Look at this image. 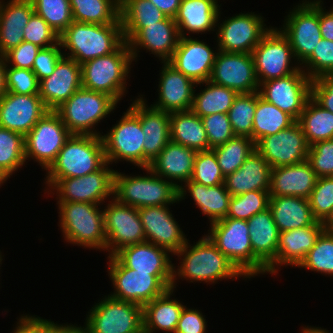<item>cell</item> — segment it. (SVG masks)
I'll return each instance as SVG.
<instances>
[{"label": "cell", "mask_w": 333, "mask_h": 333, "mask_svg": "<svg viewBox=\"0 0 333 333\" xmlns=\"http://www.w3.org/2000/svg\"><path fill=\"white\" fill-rule=\"evenodd\" d=\"M176 253L179 264H173V278L171 289L177 290V282L188 281L192 283L216 284L219 281L243 280L246 277L235 267V265L217 249V246L206 235L192 245L189 242ZM177 267V268H176Z\"/></svg>", "instance_id": "cell-1"}, {"label": "cell", "mask_w": 333, "mask_h": 333, "mask_svg": "<svg viewBox=\"0 0 333 333\" xmlns=\"http://www.w3.org/2000/svg\"><path fill=\"white\" fill-rule=\"evenodd\" d=\"M59 42L64 56L82 64L115 52L125 40L121 22L93 24L73 21L59 36Z\"/></svg>", "instance_id": "cell-2"}, {"label": "cell", "mask_w": 333, "mask_h": 333, "mask_svg": "<svg viewBox=\"0 0 333 333\" xmlns=\"http://www.w3.org/2000/svg\"><path fill=\"white\" fill-rule=\"evenodd\" d=\"M58 227L63 240L73 246L106 251L104 211L102 205L83 202H57Z\"/></svg>", "instance_id": "cell-3"}, {"label": "cell", "mask_w": 333, "mask_h": 333, "mask_svg": "<svg viewBox=\"0 0 333 333\" xmlns=\"http://www.w3.org/2000/svg\"><path fill=\"white\" fill-rule=\"evenodd\" d=\"M132 62V53L125 41L115 52L82 63V88L109 94L120 104L129 89L127 79L131 77Z\"/></svg>", "instance_id": "cell-4"}, {"label": "cell", "mask_w": 333, "mask_h": 333, "mask_svg": "<svg viewBox=\"0 0 333 333\" xmlns=\"http://www.w3.org/2000/svg\"><path fill=\"white\" fill-rule=\"evenodd\" d=\"M247 220L223 218L209 224L207 236L246 277L266 274V266L253 254Z\"/></svg>", "instance_id": "cell-5"}, {"label": "cell", "mask_w": 333, "mask_h": 333, "mask_svg": "<svg viewBox=\"0 0 333 333\" xmlns=\"http://www.w3.org/2000/svg\"><path fill=\"white\" fill-rule=\"evenodd\" d=\"M145 175H126L115 170L113 198L135 208L174 205L179 202V189L170 181L154 174L148 167Z\"/></svg>", "instance_id": "cell-6"}, {"label": "cell", "mask_w": 333, "mask_h": 333, "mask_svg": "<svg viewBox=\"0 0 333 333\" xmlns=\"http://www.w3.org/2000/svg\"><path fill=\"white\" fill-rule=\"evenodd\" d=\"M117 104L109 94L80 88L55 112L71 134L101 136L96 126L114 113Z\"/></svg>", "instance_id": "cell-7"}, {"label": "cell", "mask_w": 333, "mask_h": 333, "mask_svg": "<svg viewBox=\"0 0 333 333\" xmlns=\"http://www.w3.org/2000/svg\"><path fill=\"white\" fill-rule=\"evenodd\" d=\"M107 163L101 136L71 134L44 179L82 177Z\"/></svg>", "instance_id": "cell-8"}, {"label": "cell", "mask_w": 333, "mask_h": 333, "mask_svg": "<svg viewBox=\"0 0 333 333\" xmlns=\"http://www.w3.org/2000/svg\"><path fill=\"white\" fill-rule=\"evenodd\" d=\"M108 277L114 288L109 296L144 306L171 289L173 274H149L126 268L114 255L107 257Z\"/></svg>", "instance_id": "cell-9"}, {"label": "cell", "mask_w": 333, "mask_h": 333, "mask_svg": "<svg viewBox=\"0 0 333 333\" xmlns=\"http://www.w3.org/2000/svg\"><path fill=\"white\" fill-rule=\"evenodd\" d=\"M115 170L107 162L98 171L82 177L45 179L44 194H56L57 202H83L103 205L113 198ZM53 194V195H52Z\"/></svg>", "instance_id": "cell-10"}, {"label": "cell", "mask_w": 333, "mask_h": 333, "mask_svg": "<svg viewBox=\"0 0 333 333\" xmlns=\"http://www.w3.org/2000/svg\"><path fill=\"white\" fill-rule=\"evenodd\" d=\"M87 313L86 333H144L143 307L138 304L104 295Z\"/></svg>", "instance_id": "cell-11"}, {"label": "cell", "mask_w": 333, "mask_h": 333, "mask_svg": "<svg viewBox=\"0 0 333 333\" xmlns=\"http://www.w3.org/2000/svg\"><path fill=\"white\" fill-rule=\"evenodd\" d=\"M120 118L101 135L106 161L110 165L126 161L137 168H144L145 134L140 119L129 107Z\"/></svg>", "instance_id": "cell-12"}, {"label": "cell", "mask_w": 333, "mask_h": 333, "mask_svg": "<svg viewBox=\"0 0 333 333\" xmlns=\"http://www.w3.org/2000/svg\"><path fill=\"white\" fill-rule=\"evenodd\" d=\"M221 14L219 11L215 42L218 49L223 52L252 53L273 27L264 23L266 18L261 13L244 11L225 20H221Z\"/></svg>", "instance_id": "cell-13"}, {"label": "cell", "mask_w": 333, "mask_h": 333, "mask_svg": "<svg viewBox=\"0 0 333 333\" xmlns=\"http://www.w3.org/2000/svg\"><path fill=\"white\" fill-rule=\"evenodd\" d=\"M284 17L282 27L278 28L288 39L294 57L302 64L314 51L322 39L319 25V2L301 0Z\"/></svg>", "instance_id": "cell-14"}, {"label": "cell", "mask_w": 333, "mask_h": 333, "mask_svg": "<svg viewBox=\"0 0 333 333\" xmlns=\"http://www.w3.org/2000/svg\"><path fill=\"white\" fill-rule=\"evenodd\" d=\"M251 54L259 84L293 74L301 68L288 39L276 26L269 30Z\"/></svg>", "instance_id": "cell-15"}, {"label": "cell", "mask_w": 333, "mask_h": 333, "mask_svg": "<svg viewBox=\"0 0 333 333\" xmlns=\"http://www.w3.org/2000/svg\"><path fill=\"white\" fill-rule=\"evenodd\" d=\"M70 136L60 116L47 112L24 137L26 163L33 160L46 171Z\"/></svg>", "instance_id": "cell-16"}, {"label": "cell", "mask_w": 333, "mask_h": 333, "mask_svg": "<svg viewBox=\"0 0 333 333\" xmlns=\"http://www.w3.org/2000/svg\"><path fill=\"white\" fill-rule=\"evenodd\" d=\"M124 40L128 43L133 60L138 61L140 50L149 51L161 62L168 61L179 41V32L174 18L166 17L163 21L147 27H122Z\"/></svg>", "instance_id": "cell-17"}, {"label": "cell", "mask_w": 333, "mask_h": 333, "mask_svg": "<svg viewBox=\"0 0 333 333\" xmlns=\"http://www.w3.org/2000/svg\"><path fill=\"white\" fill-rule=\"evenodd\" d=\"M104 211L107 257L121 248L146 241L138 209L118 202L107 201Z\"/></svg>", "instance_id": "cell-18"}, {"label": "cell", "mask_w": 333, "mask_h": 333, "mask_svg": "<svg viewBox=\"0 0 333 333\" xmlns=\"http://www.w3.org/2000/svg\"><path fill=\"white\" fill-rule=\"evenodd\" d=\"M311 79L300 68L293 74L259 84V95L298 121L311 98Z\"/></svg>", "instance_id": "cell-19"}, {"label": "cell", "mask_w": 333, "mask_h": 333, "mask_svg": "<svg viewBox=\"0 0 333 333\" xmlns=\"http://www.w3.org/2000/svg\"><path fill=\"white\" fill-rule=\"evenodd\" d=\"M310 145L298 121L275 135L259 139L255 149L271 168L301 163L307 160Z\"/></svg>", "instance_id": "cell-20"}, {"label": "cell", "mask_w": 333, "mask_h": 333, "mask_svg": "<svg viewBox=\"0 0 333 333\" xmlns=\"http://www.w3.org/2000/svg\"><path fill=\"white\" fill-rule=\"evenodd\" d=\"M209 81L238 94L258 92L259 82L251 53L223 52L216 55Z\"/></svg>", "instance_id": "cell-21"}, {"label": "cell", "mask_w": 333, "mask_h": 333, "mask_svg": "<svg viewBox=\"0 0 333 333\" xmlns=\"http://www.w3.org/2000/svg\"><path fill=\"white\" fill-rule=\"evenodd\" d=\"M171 205L138 208L146 242L176 254L187 242V236L176 221Z\"/></svg>", "instance_id": "cell-22"}, {"label": "cell", "mask_w": 333, "mask_h": 333, "mask_svg": "<svg viewBox=\"0 0 333 333\" xmlns=\"http://www.w3.org/2000/svg\"><path fill=\"white\" fill-rule=\"evenodd\" d=\"M193 37H180L167 62L195 83L209 81L219 49L216 45L211 48L204 40Z\"/></svg>", "instance_id": "cell-23"}, {"label": "cell", "mask_w": 333, "mask_h": 333, "mask_svg": "<svg viewBox=\"0 0 333 333\" xmlns=\"http://www.w3.org/2000/svg\"><path fill=\"white\" fill-rule=\"evenodd\" d=\"M143 95L131 99L129 108L139 117L144 141V168L165 148L170 139V113L153 108L147 104Z\"/></svg>", "instance_id": "cell-24"}, {"label": "cell", "mask_w": 333, "mask_h": 333, "mask_svg": "<svg viewBox=\"0 0 333 333\" xmlns=\"http://www.w3.org/2000/svg\"><path fill=\"white\" fill-rule=\"evenodd\" d=\"M47 112L39 94L6 92L0 99V127L25 137Z\"/></svg>", "instance_id": "cell-25"}, {"label": "cell", "mask_w": 333, "mask_h": 333, "mask_svg": "<svg viewBox=\"0 0 333 333\" xmlns=\"http://www.w3.org/2000/svg\"><path fill=\"white\" fill-rule=\"evenodd\" d=\"M325 229V224L317 221L314 225L279 232L276 258L266 267V274L277 275L282 266L298 267Z\"/></svg>", "instance_id": "cell-26"}, {"label": "cell", "mask_w": 333, "mask_h": 333, "mask_svg": "<svg viewBox=\"0 0 333 333\" xmlns=\"http://www.w3.org/2000/svg\"><path fill=\"white\" fill-rule=\"evenodd\" d=\"M160 63L158 98L151 106L168 113L190 111L196 83L167 61Z\"/></svg>", "instance_id": "cell-27"}, {"label": "cell", "mask_w": 333, "mask_h": 333, "mask_svg": "<svg viewBox=\"0 0 333 333\" xmlns=\"http://www.w3.org/2000/svg\"><path fill=\"white\" fill-rule=\"evenodd\" d=\"M82 88L81 64L63 56L54 72L39 81V96L49 111H55Z\"/></svg>", "instance_id": "cell-28"}, {"label": "cell", "mask_w": 333, "mask_h": 333, "mask_svg": "<svg viewBox=\"0 0 333 333\" xmlns=\"http://www.w3.org/2000/svg\"><path fill=\"white\" fill-rule=\"evenodd\" d=\"M196 154L197 151L170 140L148 168L179 189L192 177Z\"/></svg>", "instance_id": "cell-29"}, {"label": "cell", "mask_w": 333, "mask_h": 333, "mask_svg": "<svg viewBox=\"0 0 333 333\" xmlns=\"http://www.w3.org/2000/svg\"><path fill=\"white\" fill-rule=\"evenodd\" d=\"M114 256L126 267L149 274H173L172 254L150 242L121 248Z\"/></svg>", "instance_id": "cell-30"}, {"label": "cell", "mask_w": 333, "mask_h": 333, "mask_svg": "<svg viewBox=\"0 0 333 333\" xmlns=\"http://www.w3.org/2000/svg\"><path fill=\"white\" fill-rule=\"evenodd\" d=\"M318 176L308 160L271 168L270 196H296L308 199Z\"/></svg>", "instance_id": "cell-31"}, {"label": "cell", "mask_w": 333, "mask_h": 333, "mask_svg": "<svg viewBox=\"0 0 333 333\" xmlns=\"http://www.w3.org/2000/svg\"><path fill=\"white\" fill-rule=\"evenodd\" d=\"M218 3V0H181L178 14L174 18L179 36L190 37L208 32L213 34L222 6Z\"/></svg>", "instance_id": "cell-32"}, {"label": "cell", "mask_w": 333, "mask_h": 333, "mask_svg": "<svg viewBox=\"0 0 333 333\" xmlns=\"http://www.w3.org/2000/svg\"><path fill=\"white\" fill-rule=\"evenodd\" d=\"M178 193L179 202L191 196L195 206L208 217L209 224L226 218L228 214L232 195L224 184L205 186L189 180L179 188Z\"/></svg>", "instance_id": "cell-33"}, {"label": "cell", "mask_w": 333, "mask_h": 333, "mask_svg": "<svg viewBox=\"0 0 333 333\" xmlns=\"http://www.w3.org/2000/svg\"><path fill=\"white\" fill-rule=\"evenodd\" d=\"M0 0V55L24 41V31L34 8L31 0Z\"/></svg>", "instance_id": "cell-34"}, {"label": "cell", "mask_w": 333, "mask_h": 333, "mask_svg": "<svg viewBox=\"0 0 333 333\" xmlns=\"http://www.w3.org/2000/svg\"><path fill=\"white\" fill-rule=\"evenodd\" d=\"M271 166L255 149L241 167L225 177L224 185L232 196L254 190H270Z\"/></svg>", "instance_id": "cell-35"}, {"label": "cell", "mask_w": 333, "mask_h": 333, "mask_svg": "<svg viewBox=\"0 0 333 333\" xmlns=\"http://www.w3.org/2000/svg\"><path fill=\"white\" fill-rule=\"evenodd\" d=\"M176 290L168 289L162 296L143 306L144 333H175L184 303L177 298ZM173 296V298H172Z\"/></svg>", "instance_id": "cell-36"}, {"label": "cell", "mask_w": 333, "mask_h": 333, "mask_svg": "<svg viewBox=\"0 0 333 333\" xmlns=\"http://www.w3.org/2000/svg\"><path fill=\"white\" fill-rule=\"evenodd\" d=\"M269 209L279 232L314 225L309 201L296 196H270Z\"/></svg>", "instance_id": "cell-37"}, {"label": "cell", "mask_w": 333, "mask_h": 333, "mask_svg": "<svg viewBox=\"0 0 333 333\" xmlns=\"http://www.w3.org/2000/svg\"><path fill=\"white\" fill-rule=\"evenodd\" d=\"M247 223L253 254L267 267L276 258L279 238L270 209L255 214Z\"/></svg>", "instance_id": "cell-38"}, {"label": "cell", "mask_w": 333, "mask_h": 333, "mask_svg": "<svg viewBox=\"0 0 333 333\" xmlns=\"http://www.w3.org/2000/svg\"><path fill=\"white\" fill-rule=\"evenodd\" d=\"M170 139L197 152L211 149L201 117L191 110L170 113Z\"/></svg>", "instance_id": "cell-39"}, {"label": "cell", "mask_w": 333, "mask_h": 333, "mask_svg": "<svg viewBox=\"0 0 333 333\" xmlns=\"http://www.w3.org/2000/svg\"><path fill=\"white\" fill-rule=\"evenodd\" d=\"M205 88L196 93V87ZM202 85V86H201ZM191 111L200 117L224 113L230 110L238 93L230 88L216 85L210 81L196 83Z\"/></svg>", "instance_id": "cell-40"}, {"label": "cell", "mask_w": 333, "mask_h": 333, "mask_svg": "<svg viewBox=\"0 0 333 333\" xmlns=\"http://www.w3.org/2000/svg\"><path fill=\"white\" fill-rule=\"evenodd\" d=\"M73 21L93 24L121 22L120 0H69Z\"/></svg>", "instance_id": "cell-41"}, {"label": "cell", "mask_w": 333, "mask_h": 333, "mask_svg": "<svg viewBox=\"0 0 333 333\" xmlns=\"http://www.w3.org/2000/svg\"><path fill=\"white\" fill-rule=\"evenodd\" d=\"M295 120L275 105L266 102L257 92V105L253 119L252 140L275 135L292 125Z\"/></svg>", "instance_id": "cell-42"}, {"label": "cell", "mask_w": 333, "mask_h": 333, "mask_svg": "<svg viewBox=\"0 0 333 333\" xmlns=\"http://www.w3.org/2000/svg\"><path fill=\"white\" fill-rule=\"evenodd\" d=\"M308 144L333 139V113L310 98L298 119Z\"/></svg>", "instance_id": "cell-43"}, {"label": "cell", "mask_w": 333, "mask_h": 333, "mask_svg": "<svg viewBox=\"0 0 333 333\" xmlns=\"http://www.w3.org/2000/svg\"><path fill=\"white\" fill-rule=\"evenodd\" d=\"M25 163L24 136L0 127V172L10 179Z\"/></svg>", "instance_id": "cell-44"}, {"label": "cell", "mask_w": 333, "mask_h": 333, "mask_svg": "<svg viewBox=\"0 0 333 333\" xmlns=\"http://www.w3.org/2000/svg\"><path fill=\"white\" fill-rule=\"evenodd\" d=\"M212 150L217 157L224 177H226L241 167L255 150V143L250 137L234 136L225 144L214 147Z\"/></svg>", "instance_id": "cell-45"}, {"label": "cell", "mask_w": 333, "mask_h": 333, "mask_svg": "<svg viewBox=\"0 0 333 333\" xmlns=\"http://www.w3.org/2000/svg\"><path fill=\"white\" fill-rule=\"evenodd\" d=\"M167 16L149 0H120L122 27H147Z\"/></svg>", "instance_id": "cell-46"}, {"label": "cell", "mask_w": 333, "mask_h": 333, "mask_svg": "<svg viewBox=\"0 0 333 333\" xmlns=\"http://www.w3.org/2000/svg\"><path fill=\"white\" fill-rule=\"evenodd\" d=\"M333 277V231L325 229L297 267Z\"/></svg>", "instance_id": "cell-47"}, {"label": "cell", "mask_w": 333, "mask_h": 333, "mask_svg": "<svg viewBox=\"0 0 333 333\" xmlns=\"http://www.w3.org/2000/svg\"><path fill=\"white\" fill-rule=\"evenodd\" d=\"M257 105V92L238 94L228 111V117L235 136L252 139L253 119Z\"/></svg>", "instance_id": "cell-48"}, {"label": "cell", "mask_w": 333, "mask_h": 333, "mask_svg": "<svg viewBox=\"0 0 333 333\" xmlns=\"http://www.w3.org/2000/svg\"><path fill=\"white\" fill-rule=\"evenodd\" d=\"M34 13L60 36L73 22L69 0H31Z\"/></svg>", "instance_id": "cell-49"}, {"label": "cell", "mask_w": 333, "mask_h": 333, "mask_svg": "<svg viewBox=\"0 0 333 333\" xmlns=\"http://www.w3.org/2000/svg\"><path fill=\"white\" fill-rule=\"evenodd\" d=\"M269 201V190H254L232 196L226 217L248 221L255 214L269 208Z\"/></svg>", "instance_id": "cell-50"}, {"label": "cell", "mask_w": 333, "mask_h": 333, "mask_svg": "<svg viewBox=\"0 0 333 333\" xmlns=\"http://www.w3.org/2000/svg\"><path fill=\"white\" fill-rule=\"evenodd\" d=\"M308 201L314 218L326 224L333 216V176L318 178Z\"/></svg>", "instance_id": "cell-51"}, {"label": "cell", "mask_w": 333, "mask_h": 333, "mask_svg": "<svg viewBox=\"0 0 333 333\" xmlns=\"http://www.w3.org/2000/svg\"><path fill=\"white\" fill-rule=\"evenodd\" d=\"M300 67L311 80L318 76H333V41L322 38Z\"/></svg>", "instance_id": "cell-52"}, {"label": "cell", "mask_w": 333, "mask_h": 333, "mask_svg": "<svg viewBox=\"0 0 333 333\" xmlns=\"http://www.w3.org/2000/svg\"><path fill=\"white\" fill-rule=\"evenodd\" d=\"M190 180L205 186L224 184L225 177L212 149L197 152Z\"/></svg>", "instance_id": "cell-53"}, {"label": "cell", "mask_w": 333, "mask_h": 333, "mask_svg": "<svg viewBox=\"0 0 333 333\" xmlns=\"http://www.w3.org/2000/svg\"><path fill=\"white\" fill-rule=\"evenodd\" d=\"M307 160L318 178L333 176V139L312 144Z\"/></svg>", "instance_id": "cell-54"}, {"label": "cell", "mask_w": 333, "mask_h": 333, "mask_svg": "<svg viewBox=\"0 0 333 333\" xmlns=\"http://www.w3.org/2000/svg\"><path fill=\"white\" fill-rule=\"evenodd\" d=\"M23 31L24 41L33 43L41 48H47L59 43V35L36 13L31 15Z\"/></svg>", "instance_id": "cell-55"}, {"label": "cell", "mask_w": 333, "mask_h": 333, "mask_svg": "<svg viewBox=\"0 0 333 333\" xmlns=\"http://www.w3.org/2000/svg\"><path fill=\"white\" fill-rule=\"evenodd\" d=\"M206 130L209 147L225 144L235 135L233 133L228 114L217 113L201 117Z\"/></svg>", "instance_id": "cell-56"}, {"label": "cell", "mask_w": 333, "mask_h": 333, "mask_svg": "<svg viewBox=\"0 0 333 333\" xmlns=\"http://www.w3.org/2000/svg\"><path fill=\"white\" fill-rule=\"evenodd\" d=\"M7 92L39 94V81L32 70L6 66Z\"/></svg>", "instance_id": "cell-57"}, {"label": "cell", "mask_w": 333, "mask_h": 333, "mask_svg": "<svg viewBox=\"0 0 333 333\" xmlns=\"http://www.w3.org/2000/svg\"><path fill=\"white\" fill-rule=\"evenodd\" d=\"M64 56L60 42L47 48H41L38 52L32 71L35 73L38 81L50 76L58 63Z\"/></svg>", "instance_id": "cell-58"}, {"label": "cell", "mask_w": 333, "mask_h": 333, "mask_svg": "<svg viewBox=\"0 0 333 333\" xmlns=\"http://www.w3.org/2000/svg\"><path fill=\"white\" fill-rule=\"evenodd\" d=\"M40 49L41 47L33 43L23 41L4 54L6 66L32 70L34 60Z\"/></svg>", "instance_id": "cell-59"}, {"label": "cell", "mask_w": 333, "mask_h": 333, "mask_svg": "<svg viewBox=\"0 0 333 333\" xmlns=\"http://www.w3.org/2000/svg\"><path fill=\"white\" fill-rule=\"evenodd\" d=\"M11 333H55L62 325L37 315L23 314L18 317Z\"/></svg>", "instance_id": "cell-60"}, {"label": "cell", "mask_w": 333, "mask_h": 333, "mask_svg": "<svg viewBox=\"0 0 333 333\" xmlns=\"http://www.w3.org/2000/svg\"><path fill=\"white\" fill-rule=\"evenodd\" d=\"M206 315L197 308L184 306L175 333H207Z\"/></svg>", "instance_id": "cell-61"}, {"label": "cell", "mask_w": 333, "mask_h": 333, "mask_svg": "<svg viewBox=\"0 0 333 333\" xmlns=\"http://www.w3.org/2000/svg\"><path fill=\"white\" fill-rule=\"evenodd\" d=\"M311 98L333 113V76H318L311 81Z\"/></svg>", "instance_id": "cell-62"}, {"label": "cell", "mask_w": 333, "mask_h": 333, "mask_svg": "<svg viewBox=\"0 0 333 333\" xmlns=\"http://www.w3.org/2000/svg\"><path fill=\"white\" fill-rule=\"evenodd\" d=\"M319 2V25L321 36L323 39L333 41V7L325 9L322 0H315Z\"/></svg>", "instance_id": "cell-63"}, {"label": "cell", "mask_w": 333, "mask_h": 333, "mask_svg": "<svg viewBox=\"0 0 333 333\" xmlns=\"http://www.w3.org/2000/svg\"><path fill=\"white\" fill-rule=\"evenodd\" d=\"M167 17L175 18L178 14L181 0H149Z\"/></svg>", "instance_id": "cell-64"}, {"label": "cell", "mask_w": 333, "mask_h": 333, "mask_svg": "<svg viewBox=\"0 0 333 333\" xmlns=\"http://www.w3.org/2000/svg\"><path fill=\"white\" fill-rule=\"evenodd\" d=\"M7 92V79H6V61L4 55H0V99Z\"/></svg>", "instance_id": "cell-65"}, {"label": "cell", "mask_w": 333, "mask_h": 333, "mask_svg": "<svg viewBox=\"0 0 333 333\" xmlns=\"http://www.w3.org/2000/svg\"><path fill=\"white\" fill-rule=\"evenodd\" d=\"M63 324L55 331V333H86L84 326H79L75 323Z\"/></svg>", "instance_id": "cell-66"}, {"label": "cell", "mask_w": 333, "mask_h": 333, "mask_svg": "<svg viewBox=\"0 0 333 333\" xmlns=\"http://www.w3.org/2000/svg\"><path fill=\"white\" fill-rule=\"evenodd\" d=\"M303 328L299 329L301 330V333H331L327 328H322V327H316V326H301Z\"/></svg>", "instance_id": "cell-67"}, {"label": "cell", "mask_w": 333, "mask_h": 333, "mask_svg": "<svg viewBox=\"0 0 333 333\" xmlns=\"http://www.w3.org/2000/svg\"><path fill=\"white\" fill-rule=\"evenodd\" d=\"M326 229H329L331 231H333V216L331 217V219L325 224Z\"/></svg>", "instance_id": "cell-68"}, {"label": "cell", "mask_w": 333, "mask_h": 333, "mask_svg": "<svg viewBox=\"0 0 333 333\" xmlns=\"http://www.w3.org/2000/svg\"><path fill=\"white\" fill-rule=\"evenodd\" d=\"M7 178L0 172V187L4 185V183H7Z\"/></svg>", "instance_id": "cell-69"}, {"label": "cell", "mask_w": 333, "mask_h": 333, "mask_svg": "<svg viewBox=\"0 0 333 333\" xmlns=\"http://www.w3.org/2000/svg\"><path fill=\"white\" fill-rule=\"evenodd\" d=\"M3 257H4V255H2V252L0 250V267L2 266Z\"/></svg>", "instance_id": "cell-70"}]
</instances>
